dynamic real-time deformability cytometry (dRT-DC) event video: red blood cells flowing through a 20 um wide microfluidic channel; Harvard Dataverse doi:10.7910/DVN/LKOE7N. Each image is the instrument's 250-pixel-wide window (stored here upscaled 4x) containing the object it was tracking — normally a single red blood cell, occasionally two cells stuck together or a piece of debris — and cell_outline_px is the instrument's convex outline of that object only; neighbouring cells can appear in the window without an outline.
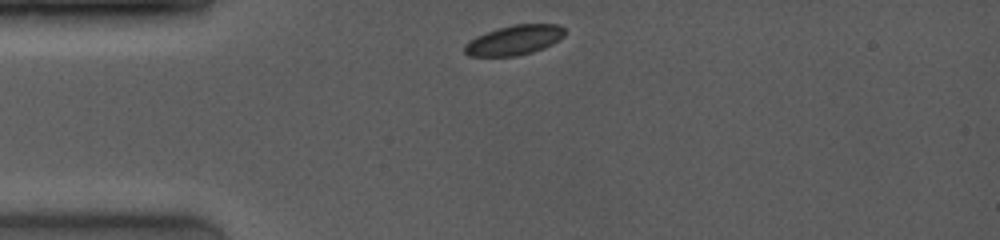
{"species": "common noctule bat (a hibernating species)", "species_latin": "Nyctalus noctula", "temperature_condition": "room temperature", "stored_images_in_passage": 30, "camera_frame_rate_fps": 4000, "um_per_image_px": 0.085, "animal": {"sex": "female", "body_mass_g": 19.0, "forearm_length_mm": 53.3}, "frame": {"image": 1, "passage_image": 1, "time_ms": 0.0, "image_size_px": [1000, 240], "cell_outline_px": [[564, 36], [552, 44], [544, 48], [532, 52], [516, 56], [468, 56], [464, 52], [464, 44], [476, 36], [512, 24], [556, 24], [564, 28]], "centroid_in_image_um": [43.7, 3.42], "position_along_channel_um": 41.3, "area_um2": 17.28}}
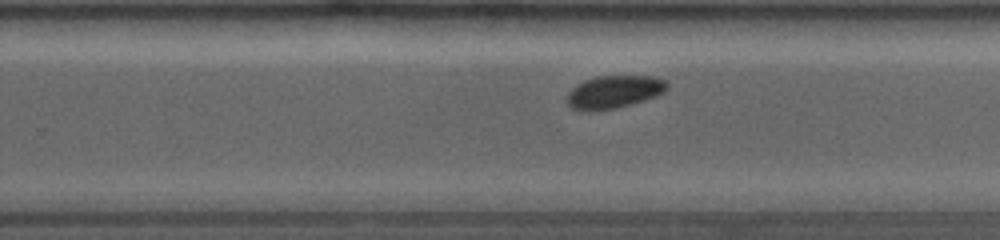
{"frame": {"image": 2, "passage_image": 18, "time_ms": 6.5, "image_size_px": [1000, 240], "cell_outline_px": [[668, 88], [664, 92], [656, 96], [644, 100], [616, 108], [592, 112], [580, 112], [572, 108], [568, 104], [568, 92], [576, 84], [584, 80], [596, 76], [652, 76], [664, 80], [668, 84]], "centroid_in_image_um": [52.16, 7.82], "position_along_channel_um": 277.6, "area_um2": 19.31}}
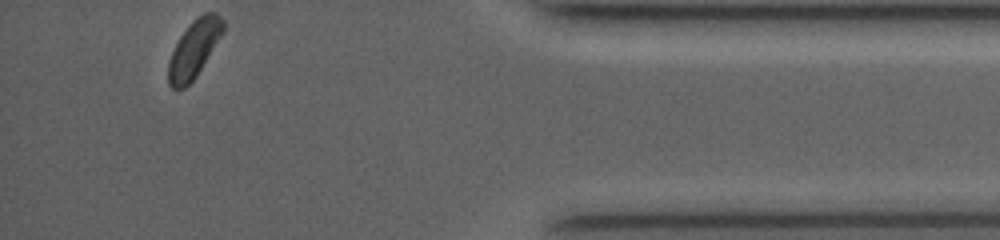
{"frame": {"image": 3, "passage_image": 30, "time_ms": 10.75, "image_size_px": [1000, 240], "cell_outline_px": [[224, 32], [196, 76], [184, 88], [172, 88], [168, 84], [168, 60], [180, 36], [188, 24], [196, 16], [204, 12], [216, 12], [224, 20]], "centroid_in_image_um": [16.5, 4.11], "position_along_channel_um": 418.7, "area_um2": 18.32}, "authors_computed_cell_mechanics": {"area_um2": 18.7561, "velocity_mm_per_s": 4.0305, "shape_relaxation_time_tau1_ms": null, "shape_relaxation_time_tau2_ms": 7.4733, "deformation_change_tau1": null, "deformation_change_tau2": 0.0667}}